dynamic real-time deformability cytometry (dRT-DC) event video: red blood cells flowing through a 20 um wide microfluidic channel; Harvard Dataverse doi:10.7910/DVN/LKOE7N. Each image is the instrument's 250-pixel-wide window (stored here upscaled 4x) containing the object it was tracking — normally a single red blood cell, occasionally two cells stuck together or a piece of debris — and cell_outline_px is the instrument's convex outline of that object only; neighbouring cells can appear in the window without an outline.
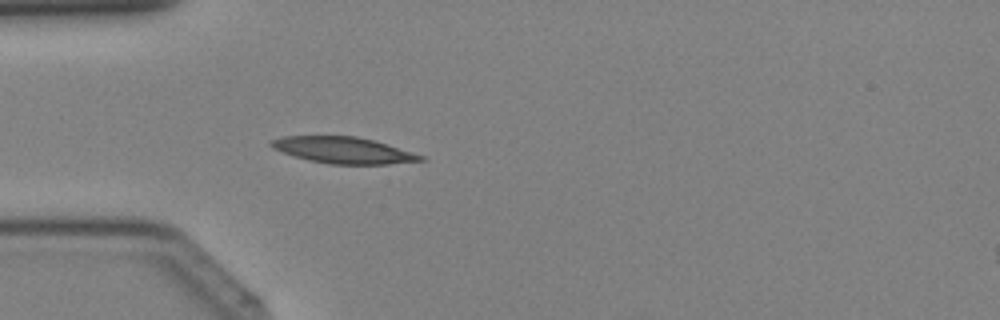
{"species": "Egyptian fruit bat (a non-hibernating species)", "species_latin": "Rousettus aegyptiacus", "temperature_condition": "cold", "stored_images_in_passage": 39, "camera_frame_rate_fps": 3000, "um_per_image_px": 0.085, "animal": {"sex": "female"}, "frame": {"image": 1, "passage_image": 11, "time_ms": 3.333, "image_size_px": [1000, 320], "cell_outline_px": [[428, 160], [388, 164], [328, 164], [308, 160], [272, 148], [268, 144], [272, 140], [284, 136], [356, 136], [388, 144], [424, 156]], "centroid_in_image_um": [29.21, 12.77], "position_along_channel_um": 55.8, "area_um2": 22.83}}
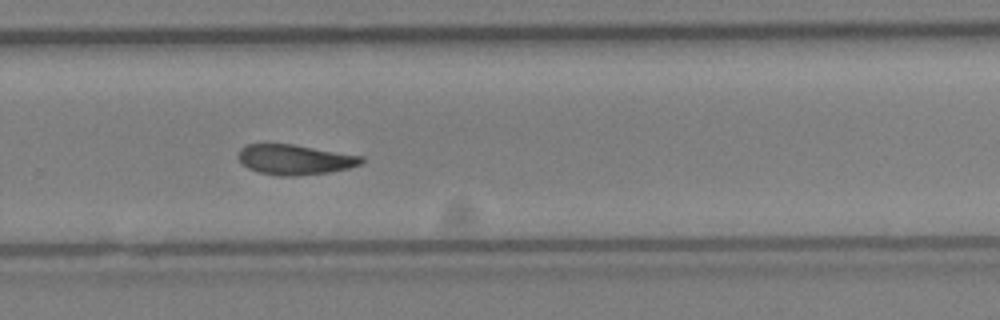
{"frame": {"image": 2, "passage_image": 26, "time_ms": 8.333, "image_size_px": [1000, 320], "cell_outline_px": [[364, 160], [360, 164], [348, 168], [328, 172], [296, 176], [280, 176], [260, 172], [248, 168], [236, 156], [240, 148], [248, 144], [292, 144], [364, 156]], "centroid_in_image_um": [25.05, 13.56], "position_along_channel_um": 304.7, "area_um2": 21.5}}
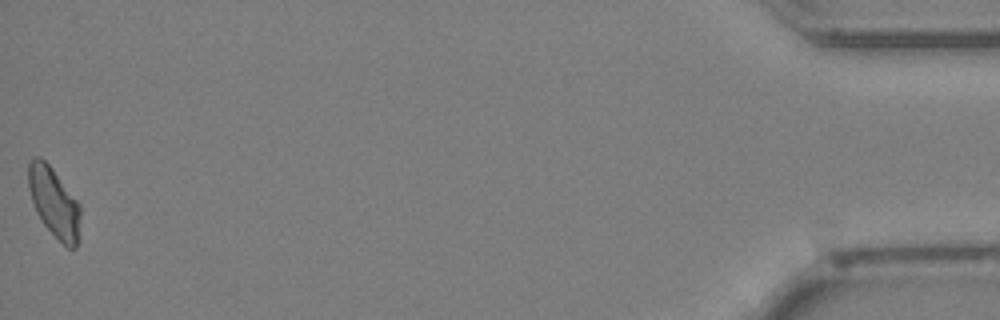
{"frame": {"image": 3, "passage_image": 39, "time_ms": 12.667, "image_size_px": [1000, 320], "cell_outline_px": [[80, 240], [76, 248], [68, 248], [44, 224], [36, 212], [28, 188], [28, 164], [32, 156], [40, 156], [52, 168], [80, 204]], "centroid_in_image_um": [4.61, 17.2], "position_along_channel_um": 430.6, "area_um2": 21.15}}